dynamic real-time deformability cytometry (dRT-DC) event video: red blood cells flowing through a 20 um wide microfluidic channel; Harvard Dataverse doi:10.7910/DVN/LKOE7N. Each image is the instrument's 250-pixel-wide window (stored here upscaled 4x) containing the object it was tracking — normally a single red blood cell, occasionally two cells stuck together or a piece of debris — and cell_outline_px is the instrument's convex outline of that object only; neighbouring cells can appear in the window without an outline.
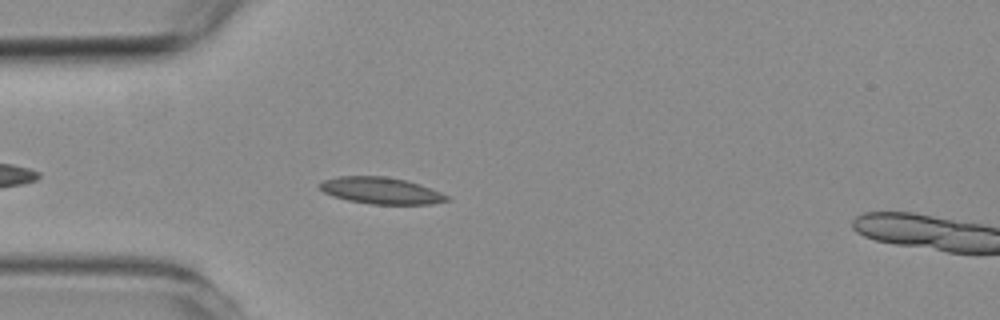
{"species": "common noctule bat (a hibernating species)", "species_latin": "Nyctalus noctula", "temperature_condition": "room temperature", "stored_images_in_passage": 5, "camera_frame_rate_fps": 3000, "um_per_image_px": 0.085, "animal": {"sex": "female", "body_mass_g": 19.3, "forearm_length_mm": 54.1}, "frame": {"image": 1, "passage_image": 4, "time_ms": 4.333, "image_size_px": [1000, 320], "cell_outline_px": [[452, 200], [432, 204], [372, 204], [348, 200], [332, 196], [324, 192], [316, 184], [324, 180], [336, 176], [384, 176], [408, 180], [420, 184], [440, 192], [448, 196]], "centroid_in_image_um": [32.38, 16.19], "position_along_channel_um": 52.6, "area_um2": 19.88}}